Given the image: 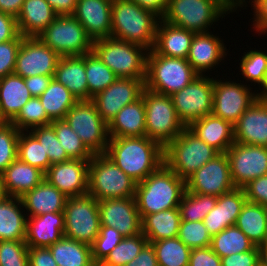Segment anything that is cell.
<instances>
[{
    "label": "cell",
    "mask_w": 267,
    "mask_h": 266,
    "mask_svg": "<svg viewBox=\"0 0 267 266\" xmlns=\"http://www.w3.org/2000/svg\"><path fill=\"white\" fill-rule=\"evenodd\" d=\"M219 152L200 140L188 127L164 147V164L181 179L187 180Z\"/></svg>",
    "instance_id": "6"
},
{
    "label": "cell",
    "mask_w": 267,
    "mask_h": 266,
    "mask_svg": "<svg viewBox=\"0 0 267 266\" xmlns=\"http://www.w3.org/2000/svg\"><path fill=\"white\" fill-rule=\"evenodd\" d=\"M125 266H158L155 250L151 243H147L141 252Z\"/></svg>",
    "instance_id": "61"
},
{
    "label": "cell",
    "mask_w": 267,
    "mask_h": 266,
    "mask_svg": "<svg viewBox=\"0 0 267 266\" xmlns=\"http://www.w3.org/2000/svg\"><path fill=\"white\" fill-rule=\"evenodd\" d=\"M8 196L22 197L45 179V173L18 157L2 172Z\"/></svg>",
    "instance_id": "31"
},
{
    "label": "cell",
    "mask_w": 267,
    "mask_h": 266,
    "mask_svg": "<svg viewBox=\"0 0 267 266\" xmlns=\"http://www.w3.org/2000/svg\"><path fill=\"white\" fill-rule=\"evenodd\" d=\"M85 73L88 93L92 97L98 92L105 90L118 78L93 51L85 54Z\"/></svg>",
    "instance_id": "41"
},
{
    "label": "cell",
    "mask_w": 267,
    "mask_h": 266,
    "mask_svg": "<svg viewBox=\"0 0 267 266\" xmlns=\"http://www.w3.org/2000/svg\"><path fill=\"white\" fill-rule=\"evenodd\" d=\"M188 128L219 153H226L235 142L234 126L213 114L193 121Z\"/></svg>",
    "instance_id": "26"
},
{
    "label": "cell",
    "mask_w": 267,
    "mask_h": 266,
    "mask_svg": "<svg viewBox=\"0 0 267 266\" xmlns=\"http://www.w3.org/2000/svg\"><path fill=\"white\" fill-rule=\"evenodd\" d=\"M141 97L145 106L146 137L164 148L179 136L186 126L179 119L171 96L145 88Z\"/></svg>",
    "instance_id": "9"
},
{
    "label": "cell",
    "mask_w": 267,
    "mask_h": 266,
    "mask_svg": "<svg viewBox=\"0 0 267 266\" xmlns=\"http://www.w3.org/2000/svg\"><path fill=\"white\" fill-rule=\"evenodd\" d=\"M256 266H264L261 262H258Z\"/></svg>",
    "instance_id": "69"
},
{
    "label": "cell",
    "mask_w": 267,
    "mask_h": 266,
    "mask_svg": "<svg viewBox=\"0 0 267 266\" xmlns=\"http://www.w3.org/2000/svg\"><path fill=\"white\" fill-rule=\"evenodd\" d=\"M194 34V32L171 25L161 19L157 26L152 51L162 56L186 59Z\"/></svg>",
    "instance_id": "27"
},
{
    "label": "cell",
    "mask_w": 267,
    "mask_h": 266,
    "mask_svg": "<svg viewBox=\"0 0 267 266\" xmlns=\"http://www.w3.org/2000/svg\"><path fill=\"white\" fill-rule=\"evenodd\" d=\"M67 198L46 179L20 197L23 208L30 212V216L27 215L28 217L64 212Z\"/></svg>",
    "instance_id": "28"
},
{
    "label": "cell",
    "mask_w": 267,
    "mask_h": 266,
    "mask_svg": "<svg viewBox=\"0 0 267 266\" xmlns=\"http://www.w3.org/2000/svg\"><path fill=\"white\" fill-rule=\"evenodd\" d=\"M17 157L21 161L40 169L44 173L47 172L51 165L48 155L44 152L40 142L30 132L28 134V131L26 134L24 131H20Z\"/></svg>",
    "instance_id": "44"
},
{
    "label": "cell",
    "mask_w": 267,
    "mask_h": 266,
    "mask_svg": "<svg viewBox=\"0 0 267 266\" xmlns=\"http://www.w3.org/2000/svg\"><path fill=\"white\" fill-rule=\"evenodd\" d=\"M246 201L243 188H235L218 196L215 207L208 212L203 220L208 233L214 236L228 226L235 225Z\"/></svg>",
    "instance_id": "23"
},
{
    "label": "cell",
    "mask_w": 267,
    "mask_h": 266,
    "mask_svg": "<svg viewBox=\"0 0 267 266\" xmlns=\"http://www.w3.org/2000/svg\"><path fill=\"white\" fill-rule=\"evenodd\" d=\"M64 120L93 154H105L109 143L108 124L91 100L78 101Z\"/></svg>",
    "instance_id": "12"
},
{
    "label": "cell",
    "mask_w": 267,
    "mask_h": 266,
    "mask_svg": "<svg viewBox=\"0 0 267 266\" xmlns=\"http://www.w3.org/2000/svg\"><path fill=\"white\" fill-rule=\"evenodd\" d=\"M90 160L70 159L50 165L45 179L66 197L88 194Z\"/></svg>",
    "instance_id": "20"
},
{
    "label": "cell",
    "mask_w": 267,
    "mask_h": 266,
    "mask_svg": "<svg viewBox=\"0 0 267 266\" xmlns=\"http://www.w3.org/2000/svg\"><path fill=\"white\" fill-rule=\"evenodd\" d=\"M25 0H0V12L18 17Z\"/></svg>",
    "instance_id": "64"
},
{
    "label": "cell",
    "mask_w": 267,
    "mask_h": 266,
    "mask_svg": "<svg viewBox=\"0 0 267 266\" xmlns=\"http://www.w3.org/2000/svg\"><path fill=\"white\" fill-rule=\"evenodd\" d=\"M204 76H197L188 86L171 95L177 115L186 127L212 114L214 79Z\"/></svg>",
    "instance_id": "13"
},
{
    "label": "cell",
    "mask_w": 267,
    "mask_h": 266,
    "mask_svg": "<svg viewBox=\"0 0 267 266\" xmlns=\"http://www.w3.org/2000/svg\"><path fill=\"white\" fill-rule=\"evenodd\" d=\"M252 88L234 82L214 80L212 114L233 126L241 115L255 102L257 95Z\"/></svg>",
    "instance_id": "17"
},
{
    "label": "cell",
    "mask_w": 267,
    "mask_h": 266,
    "mask_svg": "<svg viewBox=\"0 0 267 266\" xmlns=\"http://www.w3.org/2000/svg\"><path fill=\"white\" fill-rule=\"evenodd\" d=\"M8 195L5 192L3 175L0 172V202L3 201Z\"/></svg>",
    "instance_id": "67"
},
{
    "label": "cell",
    "mask_w": 267,
    "mask_h": 266,
    "mask_svg": "<svg viewBox=\"0 0 267 266\" xmlns=\"http://www.w3.org/2000/svg\"><path fill=\"white\" fill-rule=\"evenodd\" d=\"M57 15H73L77 0H46Z\"/></svg>",
    "instance_id": "63"
},
{
    "label": "cell",
    "mask_w": 267,
    "mask_h": 266,
    "mask_svg": "<svg viewBox=\"0 0 267 266\" xmlns=\"http://www.w3.org/2000/svg\"><path fill=\"white\" fill-rule=\"evenodd\" d=\"M100 225L119 231L123 237L142 233L141 217L135 197L113 198L98 201Z\"/></svg>",
    "instance_id": "19"
},
{
    "label": "cell",
    "mask_w": 267,
    "mask_h": 266,
    "mask_svg": "<svg viewBox=\"0 0 267 266\" xmlns=\"http://www.w3.org/2000/svg\"><path fill=\"white\" fill-rule=\"evenodd\" d=\"M48 248L58 266H89L93 263L90 245L65 236Z\"/></svg>",
    "instance_id": "37"
},
{
    "label": "cell",
    "mask_w": 267,
    "mask_h": 266,
    "mask_svg": "<svg viewBox=\"0 0 267 266\" xmlns=\"http://www.w3.org/2000/svg\"><path fill=\"white\" fill-rule=\"evenodd\" d=\"M144 89L145 81L142 79L117 78L105 90L94 95L91 101L101 118L109 124L125 105L139 100Z\"/></svg>",
    "instance_id": "18"
},
{
    "label": "cell",
    "mask_w": 267,
    "mask_h": 266,
    "mask_svg": "<svg viewBox=\"0 0 267 266\" xmlns=\"http://www.w3.org/2000/svg\"><path fill=\"white\" fill-rule=\"evenodd\" d=\"M20 131L10 122H0V172L16 158Z\"/></svg>",
    "instance_id": "49"
},
{
    "label": "cell",
    "mask_w": 267,
    "mask_h": 266,
    "mask_svg": "<svg viewBox=\"0 0 267 266\" xmlns=\"http://www.w3.org/2000/svg\"><path fill=\"white\" fill-rule=\"evenodd\" d=\"M109 138L146 136L145 106L141 97L125 105L108 124Z\"/></svg>",
    "instance_id": "32"
},
{
    "label": "cell",
    "mask_w": 267,
    "mask_h": 266,
    "mask_svg": "<svg viewBox=\"0 0 267 266\" xmlns=\"http://www.w3.org/2000/svg\"><path fill=\"white\" fill-rule=\"evenodd\" d=\"M23 38L19 34L14 40L0 43V79L14 73L16 55Z\"/></svg>",
    "instance_id": "53"
},
{
    "label": "cell",
    "mask_w": 267,
    "mask_h": 266,
    "mask_svg": "<svg viewBox=\"0 0 267 266\" xmlns=\"http://www.w3.org/2000/svg\"><path fill=\"white\" fill-rule=\"evenodd\" d=\"M243 190L248 202L267 207V175L253 179Z\"/></svg>",
    "instance_id": "54"
},
{
    "label": "cell",
    "mask_w": 267,
    "mask_h": 266,
    "mask_svg": "<svg viewBox=\"0 0 267 266\" xmlns=\"http://www.w3.org/2000/svg\"><path fill=\"white\" fill-rule=\"evenodd\" d=\"M53 76L36 75L24 78L32 97H39L49 86Z\"/></svg>",
    "instance_id": "60"
},
{
    "label": "cell",
    "mask_w": 267,
    "mask_h": 266,
    "mask_svg": "<svg viewBox=\"0 0 267 266\" xmlns=\"http://www.w3.org/2000/svg\"><path fill=\"white\" fill-rule=\"evenodd\" d=\"M181 222L179 208H171L145 215L142 220V234L149 243L178 236Z\"/></svg>",
    "instance_id": "35"
},
{
    "label": "cell",
    "mask_w": 267,
    "mask_h": 266,
    "mask_svg": "<svg viewBox=\"0 0 267 266\" xmlns=\"http://www.w3.org/2000/svg\"><path fill=\"white\" fill-rule=\"evenodd\" d=\"M251 3L255 13L253 28L256 32L267 33V0H254Z\"/></svg>",
    "instance_id": "59"
},
{
    "label": "cell",
    "mask_w": 267,
    "mask_h": 266,
    "mask_svg": "<svg viewBox=\"0 0 267 266\" xmlns=\"http://www.w3.org/2000/svg\"><path fill=\"white\" fill-rule=\"evenodd\" d=\"M123 238L118 230L109 226H100L99 235L91 245L93 262L101 263Z\"/></svg>",
    "instance_id": "51"
},
{
    "label": "cell",
    "mask_w": 267,
    "mask_h": 266,
    "mask_svg": "<svg viewBox=\"0 0 267 266\" xmlns=\"http://www.w3.org/2000/svg\"><path fill=\"white\" fill-rule=\"evenodd\" d=\"M111 19V37L152 50L159 16L132 0H112Z\"/></svg>",
    "instance_id": "3"
},
{
    "label": "cell",
    "mask_w": 267,
    "mask_h": 266,
    "mask_svg": "<svg viewBox=\"0 0 267 266\" xmlns=\"http://www.w3.org/2000/svg\"><path fill=\"white\" fill-rule=\"evenodd\" d=\"M111 8L112 0H77L73 16L94 42L111 37Z\"/></svg>",
    "instance_id": "21"
},
{
    "label": "cell",
    "mask_w": 267,
    "mask_h": 266,
    "mask_svg": "<svg viewBox=\"0 0 267 266\" xmlns=\"http://www.w3.org/2000/svg\"><path fill=\"white\" fill-rule=\"evenodd\" d=\"M137 182L105 154H94L89 162L88 194L97 201L135 196Z\"/></svg>",
    "instance_id": "8"
},
{
    "label": "cell",
    "mask_w": 267,
    "mask_h": 266,
    "mask_svg": "<svg viewBox=\"0 0 267 266\" xmlns=\"http://www.w3.org/2000/svg\"><path fill=\"white\" fill-rule=\"evenodd\" d=\"M98 201L91 195L69 197L64 208V236L92 245L99 235Z\"/></svg>",
    "instance_id": "11"
},
{
    "label": "cell",
    "mask_w": 267,
    "mask_h": 266,
    "mask_svg": "<svg viewBox=\"0 0 267 266\" xmlns=\"http://www.w3.org/2000/svg\"><path fill=\"white\" fill-rule=\"evenodd\" d=\"M29 266H58L48 247H28Z\"/></svg>",
    "instance_id": "57"
},
{
    "label": "cell",
    "mask_w": 267,
    "mask_h": 266,
    "mask_svg": "<svg viewBox=\"0 0 267 266\" xmlns=\"http://www.w3.org/2000/svg\"><path fill=\"white\" fill-rule=\"evenodd\" d=\"M217 197L185 191L178 206L181 220L203 221L216 205Z\"/></svg>",
    "instance_id": "43"
},
{
    "label": "cell",
    "mask_w": 267,
    "mask_h": 266,
    "mask_svg": "<svg viewBox=\"0 0 267 266\" xmlns=\"http://www.w3.org/2000/svg\"><path fill=\"white\" fill-rule=\"evenodd\" d=\"M64 236V212L27 218L25 242L28 247H49Z\"/></svg>",
    "instance_id": "25"
},
{
    "label": "cell",
    "mask_w": 267,
    "mask_h": 266,
    "mask_svg": "<svg viewBox=\"0 0 267 266\" xmlns=\"http://www.w3.org/2000/svg\"><path fill=\"white\" fill-rule=\"evenodd\" d=\"M61 56L38 37H24L16 55L14 74L23 78L54 76Z\"/></svg>",
    "instance_id": "16"
},
{
    "label": "cell",
    "mask_w": 267,
    "mask_h": 266,
    "mask_svg": "<svg viewBox=\"0 0 267 266\" xmlns=\"http://www.w3.org/2000/svg\"><path fill=\"white\" fill-rule=\"evenodd\" d=\"M210 247L222 258L252 250L255 245L236 225H232L212 236Z\"/></svg>",
    "instance_id": "39"
},
{
    "label": "cell",
    "mask_w": 267,
    "mask_h": 266,
    "mask_svg": "<svg viewBox=\"0 0 267 266\" xmlns=\"http://www.w3.org/2000/svg\"><path fill=\"white\" fill-rule=\"evenodd\" d=\"M189 266H221V258L211 247L191 249Z\"/></svg>",
    "instance_id": "55"
},
{
    "label": "cell",
    "mask_w": 267,
    "mask_h": 266,
    "mask_svg": "<svg viewBox=\"0 0 267 266\" xmlns=\"http://www.w3.org/2000/svg\"><path fill=\"white\" fill-rule=\"evenodd\" d=\"M20 207L23 203L18 197L7 196L0 202V241L25 240L27 218Z\"/></svg>",
    "instance_id": "34"
},
{
    "label": "cell",
    "mask_w": 267,
    "mask_h": 266,
    "mask_svg": "<svg viewBox=\"0 0 267 266\" xmlns=\"http://www.w3.org/2000/svg\"><path fill=\"white\" fill-rule=\"evenodd\" d=\"M231 178L236 188L267 175V147L234 142L226 151Z\"/></svg>",
    "instance_id": "14"
},
{
    "label": "cell",
    "mask_w": 267,
    "mask_h": 266,
    "mask_svg": "<svg viewBox=\"0 0 267 266\" xmlns=\"http://www.w3.org/2000/svg\"><path fill=\"white\" fill-rule=\"evenodd\" d=\"M143 9L155 13L160 19L164 16L167 10L168 0H132Z\"/></svg>",
    "instance_id": "62"
},
{
    "label": "cell",
    "mask_w": 267,
    "mask_h": 266,
    "mask_svg": "<svg viewBox=\"0 0 267 266\" xmlns=\"http://www.w3.org/2000/svg\"><path fill=\"white\" fill-rule=\"evenodd\" d=\"M18 35L16 18L0 12V43L14 40Z\"/></svg>",
    "instance_id": "58"
},
{
    "label": "cell",
    "mask_w": 267,
    "mask_h": 266,
    "mask_svg": "<svg viewBox=\"0 0 267 266\" xmlns=\"http://www.w3.org/2000/svg\"><path fill=\"white\" fill-rule=\"evenodd\" d=\"M186 191V181L164 163L137 183L135 201L141 219L145 215L177 208Z\"/></svg>",
    "instance_id": "2"
},
{
    "label": "cell",
    "mask_w": 267,
    "mask_h": 266,
    "mask_svg": "<svg viewBox=\"0 0 267 266\" xmlns=\"http://www.w3.org/2000/svg\"><path fill=\"white\" fill-rule=\"evenodd\" d=\"M220 38L207 33L194 34L187 60L192 68L203 75L209 69L214 68L226 55V48Z\"/></svg>",
    "instance_id": "24"
},
{
    "label": "cell",
    "mask_w": 267,
    "mask_h": 266,
    "mask_svg": "<svg viewBox=\"0 0 267 266\" xmlns=\"http://www.w3.org/2000/svg\"><path fill=\"white\" fill-rule=\"evenodd\" d=\"M148 243L141 233L136 236L124 237L123 240L101 262L102 266H125L131 262Z\"/></svg>",
    "instance_id": "45"
},
{
    "label": "cell",
    "mask_w": 267,
    "mask_h": 266,
    "mask_svg": "<svg viewBox=\"0 0 267 266\" xmlns=\"http://www.w3.org/2000/svg\"><path fill=\"white\" fill-rule=\"evenodd\" d=\"M235 142L267 147V100L256 99L234 125Z\"/></svg>",
    "instance_id": "22"
},
{
    "label": "cell",
    "mask_w": 267,
    "mask_h": 266,
    "mask_svg": "<svg viewBox=\"0 0 267 266\" xmlns=\"http://www.w3.org/2000/svg\"><path fill=\"white\" fill-rule=\"evenodd\" d=\"M105 155L137 183L164 163V148L146 136L109 138Z\"/></svg>",
    "instance_id": "1"
},
{
    "label": "cell",
    "mask_w": 267,
    "mask_h": 266,
    "mask_svg": "<svg viewBox=\"0 0 267 266\" xmlns=\"http://www.w3.org/2000/svg\"><path fill=\"white\" fill-rule=\"evenodd\" d=\"M263 87L261 93H257V99L259 100H267V73L265 75L264 82L261 84Z\"/></svg>",
    "instance_id": "66"
},
{
    "label": "cell",
    "mask_w": 267,
    "mask_h": 266,
    "mask_svg": "<svg viewBox=\"0 0 267 266\" xmlns=\"http://www.w3.org/2000/svg\"><path fill=\"white\" fill-rule=\"evenodd\" d=\"M151 244L155 250L158 266H189L191 249L178 237Z\"/></svg>",
    "instance_id": "40"
},
{
    "label": "cell",
    "mask_w": 267,
    "mask_h": 266,
    "mask_svg": "<svg viewBox=\"0 0 267 266\" xmlns=\"http://www.w3.org/2000/svg\"><path fill=\"white\" fill-rule=\"evenodd\" d=\"M89 266H102L101 263H98V262H93L91 265Z\"/></svg>",
    "instance_id": "68"
},
{
    "label": "cell",
    "mask_w": 267,
    "mask_h": 266,
    "mask_svg": "<svg viewBox=\"0 0 267 266\" xmlns=\"http://www.w3.org/2000/svg\"><path fill=\"white\" fill-rule=\"evenodd\" d=\"M259 248V262H261L264 266H267V244L262 245Z\"/></svg>",
    "instance_id": "65"
},
{
    "label": "cell",
    "mask_w": 267,
    "mask_h": 266,
    "mask_svg": "<svg viewBox=\"0 0 267 266\" xmlns=\"http://www.w3.org/2000/svg\"><path fill=\"white\" fill-rule=\"evenodd\" d=\"M50 124L70 159L90 160L94 156L64 119L53 120Z\"/></svg>",
    "instance_id": "42"
},
{
    "label": "cell",
    "mask_w": 267,
    "mask_h": 266,
    "mask_svg": "<svg viewBox=\"0 0 267 266\" xmlns=\"http://www.w3.org/2000/svg\"><path fill=\"white\" fill-rule=\"evenodd\" d=\"M235 225L257 247L267 244L266 207L246 201Z\"/></svg>",
    "instance_id": "36"
},
{
    "label": "cell",
    "mask_w": 267,
    "mask_h": 266,
    "mask_svg": "<svg viewBox=\"0 0 267 266\" xmlns=\"http://www.w3.org/2000/svg\"><path fill=\"white\" fill-rule=\"evenodd\" d=\"M0 266H29L25 240L0 241Z\"/></svg>",
    "instance_id": "52"
},
{
    "label": "cell",
    "mask_w": 267,
    "mask_h": 266,
    "mask_svg": "<svg viewBox=\"0 0 267 266\" xmlns=\"http://www.w3.org/2000/svg\"><path fill=\"white\" fill-rule=\"evenodd\" d=\"M243 2L245 0H168L167 10L161 19L195 34L207 33L208 26Z\"/></svg>",
    "instance_id": "4"
},
{
    "label": "cell",
    "mask_w": 267,
    "mask_h": 266,
    "mask_svg": "<svg viewBox=\"0 0 267 266\" xmlns=\"http://www.w3.org/2000/svg\"><path fill=\"white\" fill-rule=\"evenodd\" d=\"M177 237L190 249L211 246L212 236L208 233L203 221L181 220Z\"/></svg>",
    "instance_id": "48"
},
{
    "label": "cell",
    "mask_w": 267,
    "mask_h": 266,
    "mask_svg": "<svg viewBox=\"0 0 267 266\" xmlns=\"http://www.w3.org/2000/svg\"><path fill=\"white\" fill-rule=\"evenodd\" d=\"M51 122L52 120L47 116L39 97H32L10 123L19 131H29L30 128L32 130L50 125Z\"/></svg>",
    "instance_id": "46"
},
{
    "label": "cell",
    "mask_w": 267,
    "mask_h": 266,
    "mask_svg": "<svg viewBox=\"0 0 267 266\" xmlns=\"http://www.w3.org/2000/svg\"><path fill=\"white\" fill-rule=\"evenodd\" d=\"M199 74L187 59L147 54L145 88L156 93L171 96L188 86Z\"/></svg>",
    "instance_id": "7"
},
{
    "label": "cell",
    "mask_w": 267,
    "mask_h": 266,
    "mask_svg": "<svg viewBox=\"0 0 267 266\" xmlns=\"http://www.w3.org/2000/svg\"><path fill=\"white\" fill-rule=\"evenodd\" d=\"M29 132L40 142L44 152L48 155L51 165L70 160L51 124L34 128Z\"/></svg>",
    "instance_id": "47"
},
{
    "label": "cell",
    "mask_w": 267,
    "mask_h": 266,
    "mask_svg": "<svg viewBox=\"0 0 267 266\" xmlns=\"http://www.w3.org/2000/svg\"><path fill=\"white\" fill-rule=\"evenodd\" d=\"M30 98L23 77L13 73L0 79V121L11 122Z\"/></svg>",
    "instance_id": "30"
},
{
    "label": "cell",
    "mask_w": 267,
    "mask_h": 266,
    "mask_svg": "<svg viewBox=\"0 0 267 266\" xmlns=\"http://www.w3.org/2000/svg\"><path fill=\"white\" fill-rule=\"evenodd\" d=\"M61 57L92 52L93 41L73 15H58L38 36Z\"/></svg>",
    "instance_id": "10"
},
{
    "label": "cell",
    "mask_w": 267,
    "mask_h": 266,
    "mask_svg": "<svg viewBox=\"0 0 267 266\" xmlns=\"http://www.w3.org/2000/svg\"><path fill=\"white\" fill-rule=\"evenodd\" d=\"M47 116L53 120L64 119L67 112L78 102L64 85L51 80L47 89L39 96Z\"/></svg>",
    "instance_id": "38"
},
{
    "label": "cell",
    "mask_w": 267,
    "mask_h": 266,
    "mask_svg": "<svg viewBox=\"0 0 267 266\" xmlns=\"http://www.w3.org/2000/svg\"><path fill=\"white\" fill-rule=\"evenodd\" d=\"M258 262L259 248L257 246L252 250L221 258V266H256Z\"/></svg>",
    "instance_id": "56"
},
{
    "label": "cell",
    "mask_w": 267,
    "mask_h": 266,
    "mask_svg": "<svg viewBox=\"0 0 267 266\" xmlns=\"http://www.w3.org/2000/svg\"><path fill=\"white\" fill-rule=\"evenodd\" d=\"M92 51L118 78L146 80L149 50L144 46L108 37L94 41Z\"/></svg>",
    "instance_id": "5"
},
{
    "label": "cell",
    "mask_w": 267,
    "mask_h": 266,
    "mask_svg": "<svg viewBox=\"0 0 267 266\" xmlns=\"http://www.w3.org/2000/svg\"><path fill=\"white\" fill-rule=\"evenodd\" d=\"M235 188L226 153L216 155L186 180V191L215 197Z\"/></svg>",
    "instance_id": "15"
},
{
    "label": "cell",
    "mask_w": 267,
    "mask_h": 266,
    "mask_svg": "<svg viewBox=\"0 0 267 266\" xmlns=\"http://www.w3.org/2000/svg\"><path fill=\"white\" fill-rule=\"evenodd\" d=\"M240 68L244 78L262 84L267 73V54L257 50L247 52L242 56Z\"/></svg>",
    "instance_id": "50"
},
{
    "label": "cell",
    "mask_w": 267,
    "mask_h": 266,
    "mask_svg": "<svg viewBox=\"0 0 267 266\" xmlns=\"http://www.w3.org/2000/svg\"><path fill=\"white\" fill-rule=\"evenodd\" d=\"M57 16L46 0H25L16 18L19 34L37 37Z\"/></svg>",
    "instance_id": "33"
},
{
    "label": "cell",
    "mask_w": 267,
    "mask_h": 266,
    "mask_svg": "<svg viewBox=\"0 0 267 266\" xmlns=\"http://www.w3.org/2000/svg\"><path fill=\"white\" fill-rule=\"evenodd\" d=\"M53 78L64 85L80 100H91L85 73V54L81 56H64L58 61Z\"/></svg>",
    "instance_id": "29"
}]
</instances>
